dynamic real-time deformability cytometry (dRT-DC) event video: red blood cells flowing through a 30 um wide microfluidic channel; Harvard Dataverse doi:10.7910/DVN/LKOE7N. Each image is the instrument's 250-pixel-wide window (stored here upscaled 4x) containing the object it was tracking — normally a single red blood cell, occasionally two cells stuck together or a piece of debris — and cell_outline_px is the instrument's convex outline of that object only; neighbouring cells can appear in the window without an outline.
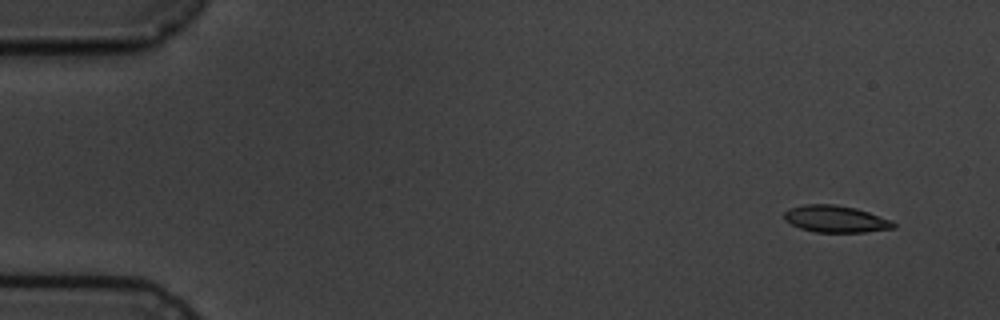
{"species": "common noctule bat (a hibernating species)", "species_latin": "Nyctalus noctula", "temperature_condition": "cold", "stored_images_in_passage": 4, "camera_frame_rate_fps": 3000, "um_per_image_px": 0.085, "animal": {"sex": "male", "body_mass_g": 19.5, "forearm_length_mm": 54.6}, "frame": {"image": 1, "passage_image": 1, "time_ms": 0.0, "image_size_px": [1000, 320], "cell_outline_px": [[896, 228], [864, 232], [816, 232], [800, 228], [784, 220], [784, 212], [788, 208], [804, 204], [832, 204], [856, 208], [892, 220], [896, 224]], "centroid_in_image_um": [71.02, 18.61], "position_along_channel_um": 14.0, "area_um2": 17.17}}